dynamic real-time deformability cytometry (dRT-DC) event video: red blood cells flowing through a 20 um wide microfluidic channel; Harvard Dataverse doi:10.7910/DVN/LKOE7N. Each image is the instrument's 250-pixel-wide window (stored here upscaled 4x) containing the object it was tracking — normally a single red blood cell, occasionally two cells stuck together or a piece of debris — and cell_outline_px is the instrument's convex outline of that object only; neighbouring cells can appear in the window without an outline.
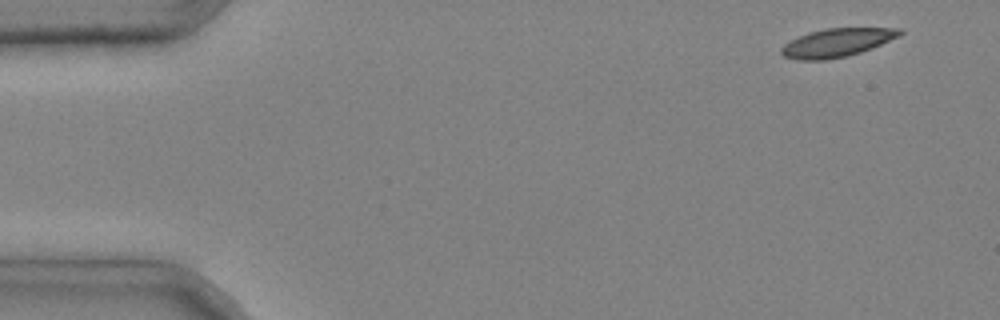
{"species": "common noctule bat (a hibernating species)", "species_latin": "Nyctalus noctula", "temperature_condition": "cold", "stored_images_in_passage": 4, "segment_of_instrument_passage": [2, 2], "camera_frame_rate_fps": 3000, "um_per_image_px": 0.085, "animal": {"sex": "male", "body_mass_g": 20.4}, "frame": {"image": 1, "passage_image": 4, "time_ms": 1.0, "image_size_px": [1000, 320], "cell_outline_px": [[904, 32], [900, 36], [872, 48], [860, 52], [844, 56], [824, 60], [796, 60], [784, 56], [780, 52], [780, 48], [784, 44], [808, 32], [824, 28], [904, 28]], "centroid_in_image_um": [71.15, 3.61], "position_along_channel_um": 13.8, "area_um2": 19.59}}